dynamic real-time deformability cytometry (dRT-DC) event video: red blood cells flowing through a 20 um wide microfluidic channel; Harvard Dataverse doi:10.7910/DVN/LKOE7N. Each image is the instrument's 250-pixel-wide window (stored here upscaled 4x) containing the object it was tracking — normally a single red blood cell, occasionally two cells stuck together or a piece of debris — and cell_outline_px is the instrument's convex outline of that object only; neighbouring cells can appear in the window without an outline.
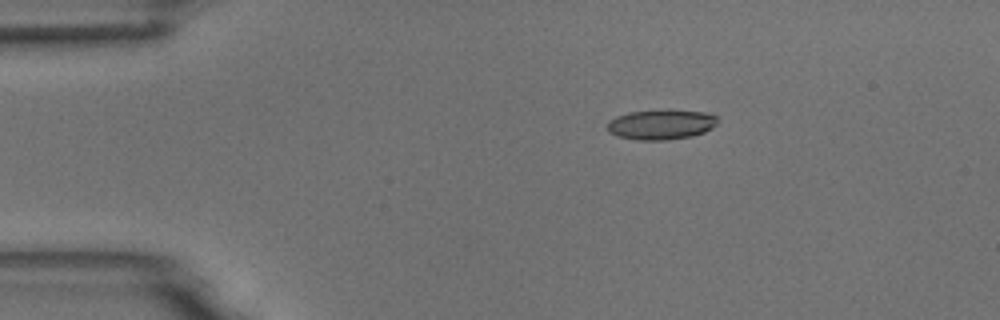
{"species": "common noctule bat (a hibernating species)", "species_latin": "Nyctalus noctula", "temperature_condition": "room temperature", "stored_images_in_passage": 5, "camera_frame_rate_fps": 3000, "um_per_image_px": 0.085, "animal": {"sex": "male", "body_mass_g": 18.8}, "frame": {"image": 1, "passage_image": 3, "time_ms": 0.667, "image_size_px": [1000, 320], "cell_outline_px": [[716, 124], [712, 128], [704, 132], [692, 136], [668, 140], [636, 140], [616, 136], [608, 132], [608, 120], [616, 116], [628, 112], [704, 112], [716, 116]], "centroid_in_image_um": [56.14, 10.63], "position_along_channel_um": 28.9, "area_um2": 18.67}}
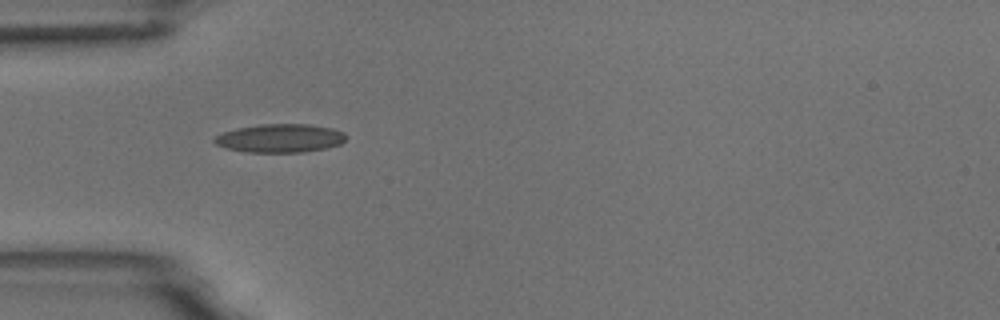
{"frame": {"image": 2, "passage_image": 5, "time_ms": 1.333, "image_size_px": [1000, 320], "cell_outline_px": [[348, 136], [340, 144], [328, 148], [304, 152], [248, 152], [228, 148], [216, 144], [212, 140], [216, 136], [224, 132], [236, 128], [260, 124], [312, 124], [332, 128], [344, 132]], "centroid_in_image_um": [23.85, 11.74], "position_along_channel_um": 61.1, "area_um2": 21.91}}